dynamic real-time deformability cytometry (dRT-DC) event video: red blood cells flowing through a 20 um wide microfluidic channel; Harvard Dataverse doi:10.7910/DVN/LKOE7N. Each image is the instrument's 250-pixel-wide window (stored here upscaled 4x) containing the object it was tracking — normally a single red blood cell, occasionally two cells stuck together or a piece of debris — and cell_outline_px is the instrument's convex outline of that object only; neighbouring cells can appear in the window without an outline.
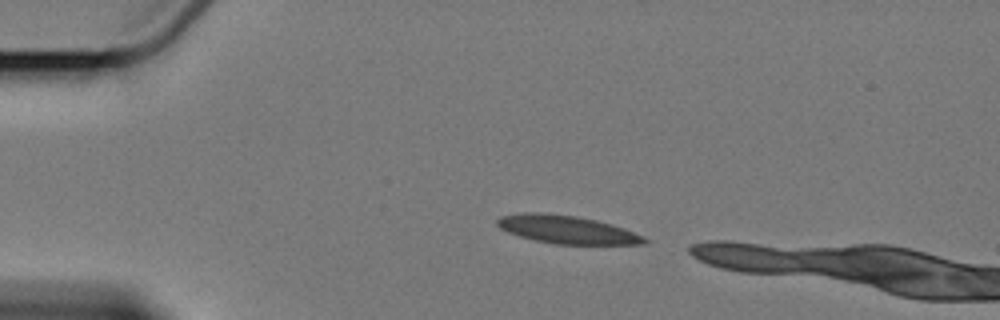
{"species": "Egyptian fruit bat (a non-hibernating species)", "species_latin": "Rousettus aegyptiacus", "temperature_condition": "cold", "stored_images_in_passage": 4, "camera_frame_rate_fps": 3000, "um_per_image_px": 0.085, "animal": {"sex": "female"}, "frame": {"image": 1, "passage_image": 1, "time_ms": 0.0, "image_size_px": [1000, 320], "cell_outline_px": [[648, 240], [644, 244], [556, 244], [536, 240], [520, 236], [508, 232], [500, 228], [496, 224], [496, 220], [500, 216], [524, 212], [544, 212], [576, 216], [596, 220], [612, 224], [624, 228], [644, 236]], "centroid_in_image_um": [48.18, 19.5], "position_along_channel_um": 36.8, "area_um2": 24.04}}